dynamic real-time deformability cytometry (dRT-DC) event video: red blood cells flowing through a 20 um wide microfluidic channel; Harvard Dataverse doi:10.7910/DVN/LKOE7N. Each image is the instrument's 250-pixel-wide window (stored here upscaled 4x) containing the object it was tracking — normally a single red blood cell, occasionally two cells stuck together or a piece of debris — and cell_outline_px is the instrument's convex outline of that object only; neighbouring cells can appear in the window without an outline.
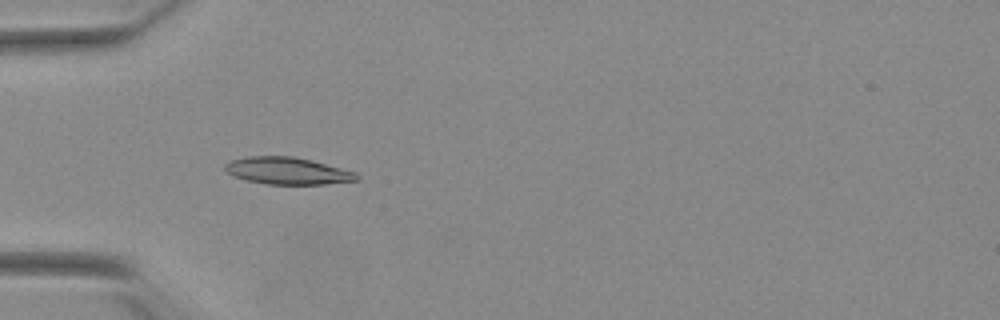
{"species": "Egyptian fruit bat (a non-hibernating species)", "species_latin": "Rousettus aegyptiacus", "temperature_condition": "warm", "stored_images_in_passage": 47, "camera_frame_rate_fps": 3000, "um_per_image_px": 0.085, "animal": {"sex": "female"}, "frame": {"image": 1, "passage_image": 11, "time_ms": 3.333, "image_size_px": [1000, 320], "cell_outline_px": [[360, 180], [324, 184], [268, 184], [248, 180], [232, 176], [224, 168], [224, 164], [232, 160], [248, 156], [292, 156], [312, 160], [356, 172], [360, 176]], "centroid_in_image_um": [24.46, 14.52], "position_along_channel_um": 60.5, "area_um2": 20.75}}
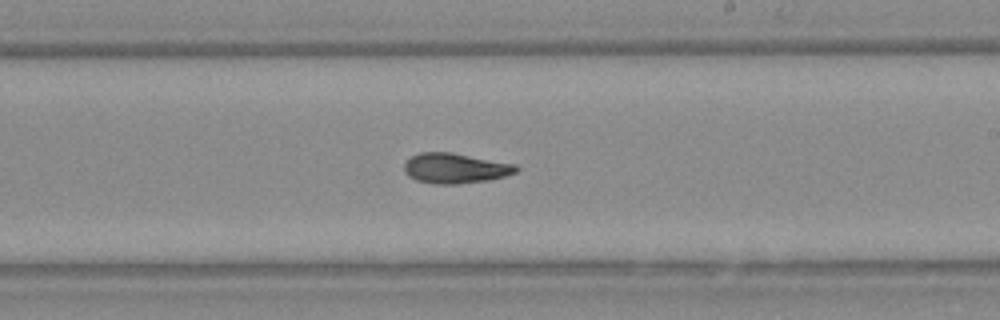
{"frame": {"image": 2, "passage_image": 26, "time_ms": 8.333, "image_size_px": [1000, 320], "cell_outline_px": [[520, 168], [516, 172], [504, 176], [488, 180], [456, 184], [436, 184], [416, 180], [408, 176], [404, 172], [404, 164], [412, 156], [420, 152], [452, 152], [516, 164]], "centroid_in_image_um": [38.69, 14.29], "position_along_channel_um": 250.3, "area_um2": 19.71}}
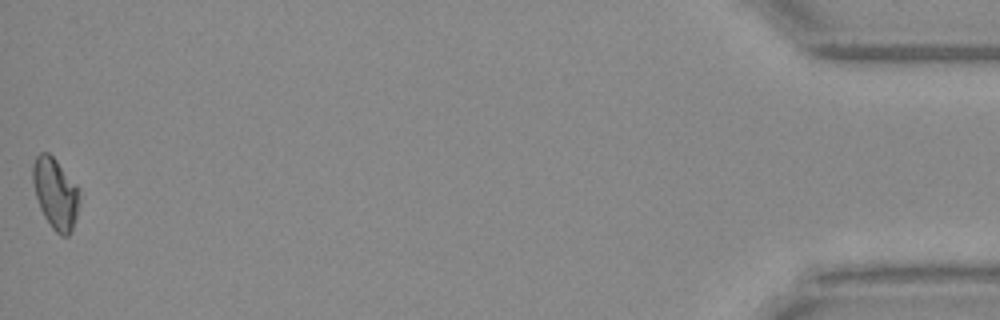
{"frame": {"image": 3, "passage_image": 47, "time_ms": 15.333, "image_size_px": [1000, 320], "cell_outline_px": [[76, 216], [72, 232], [68, 236], [60, 236], [52, 228], [44, 216], [40, 208], [36, 196], [32, 180], [32, 164], [36, 156], [40, 152], [48, 152], [56, 160], [76, 184]], "centroid_in_image_um": [4.66, 16.43], "position_along_channel_um": 430.5, "area_um2": 18.79}, "authors_computed_cell_mechanics": {"area_um2": 19.3052, "velocity_mm_per_s": 3.8904, "shape_relaxation_time_tau1_ms": null, "shape_relaxation_time_tau2_ms": 9.7769, "deformation_change_tau1": null, "deformation_change_tau2": 0.1566}}